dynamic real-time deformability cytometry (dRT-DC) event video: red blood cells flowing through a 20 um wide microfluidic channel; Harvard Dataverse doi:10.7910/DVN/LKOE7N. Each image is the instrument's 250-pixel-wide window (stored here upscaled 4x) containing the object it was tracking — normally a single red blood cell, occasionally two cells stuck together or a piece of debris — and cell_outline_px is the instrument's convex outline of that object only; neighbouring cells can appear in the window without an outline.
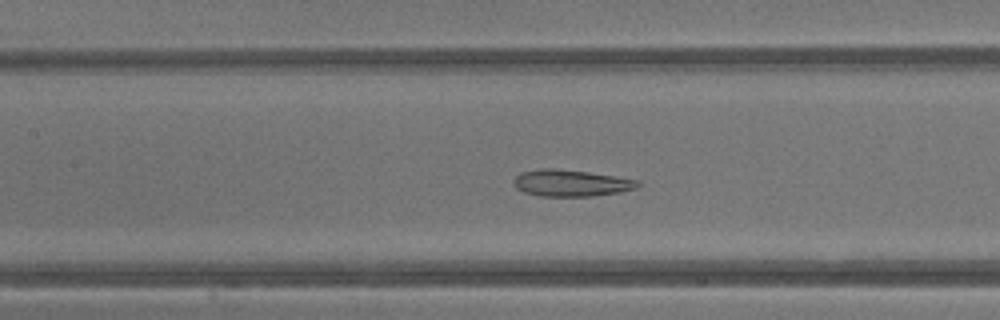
{"species": "common noctule bat (a hibernating species)", "species_latin": "Nyctalus noctula", "temperature_condition": "warm", "stored_images_in_passage": 19, "camera_frame_rate_fps": 3000, "um_per_image_px": 0.085, "animal": {"sex": "male", "body_mass_g": 13.3}, "frame": {"image": 1, "passage_image": 16, "time_ms": 5.0, "image_size_px": [1000, 320], "cell_outline_px": [[640, 184], [636, 188], [620, 192], [592, 196], [540, 196], [524, 192], [516, 188], [512, 180], [520, 172], [540, 168], [552, 168], [584, 172], [640, 180]], "centroid_in_image_um": [48.49, 15.56], "position_along_channel_um": 158.9, "area_um2": 19.13}}
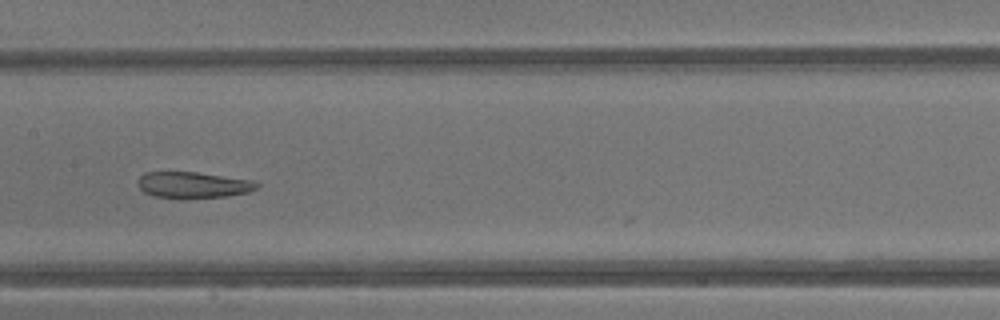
{"frame": {"image": 2, "passage_image": 18, "time_ms": 5.667, "image_size_px": [1000, 320], "cell_outline_px": [[260, 184], [256, 188], [248, 192], [228, 196], [180, 200], [156, 196], [144, 192], [140, 188], [136, 180], [144, 172], [196, 172], [252, 180]], "centroid_in_image_um": [16.38, 15.74], "position_along_channel_um": 191.0, "area_um2": 18.5}}